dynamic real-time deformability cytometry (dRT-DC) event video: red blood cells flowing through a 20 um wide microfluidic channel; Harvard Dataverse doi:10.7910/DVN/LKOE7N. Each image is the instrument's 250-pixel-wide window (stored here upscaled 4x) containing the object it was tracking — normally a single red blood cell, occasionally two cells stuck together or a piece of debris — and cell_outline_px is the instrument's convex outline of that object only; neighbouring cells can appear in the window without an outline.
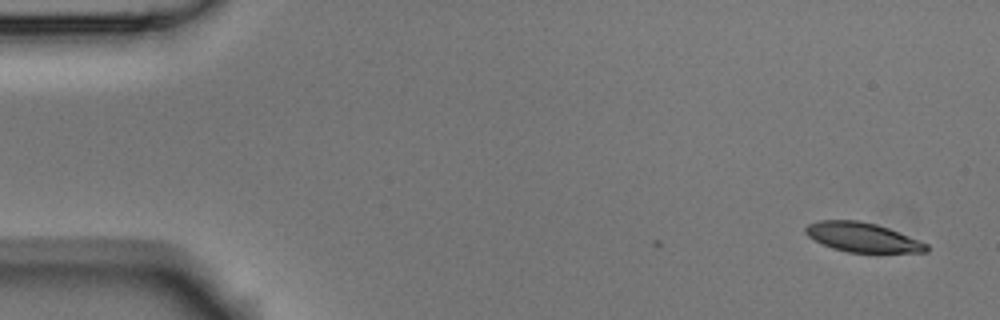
{"species": "Egyptian fruit bat (a non-hibernating species)", "species_latin": "Rousettus aegyptiacus", "temperature_condition": "room temperature", "stored_images_in_passage": 10, "camera_frame_rate_fps": 3000, "um_per_image_px": 0.085, "animal": {"sex": "male"}, "frame": {"image": 1, "passage_image": 1, "time_ms": 0.0, "image_size_px": [1000, 320], "cell_outline_px": [[928, 252], [876, 256], [848, 252], [832, 248], [808, 236], [804, 232], [804, 228], [808, 224], [820, 220], [860, 220], [876, 224], [888, 228], [928, 244]], "centroid_in_image_um": [73.39, 20.23], "position_along_channel_um": 11.6, "area_um2": 21.62}}
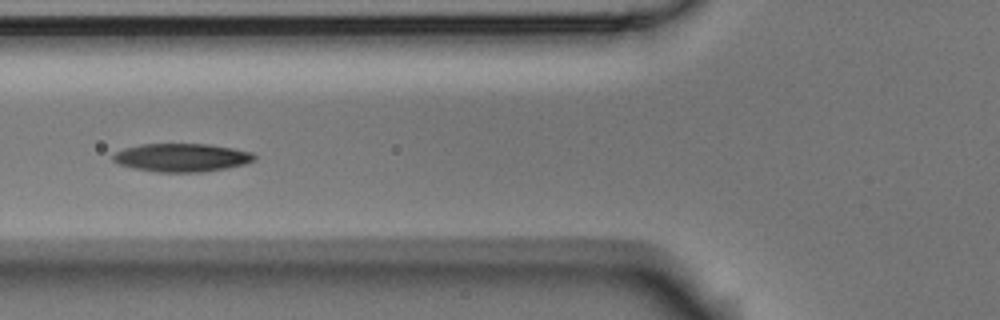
{"frame": {"image": 2, "passage_image": 6, "time_ms": 1.667, "image_size_px": [1000, 320], "cell_outline_px": [[256, 156], [252, 160], [244, 164], [224, 168], [200, 172], [156, 172], [132, 168], [120, 164], [112, 160], [112, 156], [116, 152], [124, 148], [140, 144], [208, 144], [232, 148], [252, 152]], "centroid_in_image_um": [15.4, 13.39], "position_along_channel_um": 110.4, "area_um2": 23.12}}
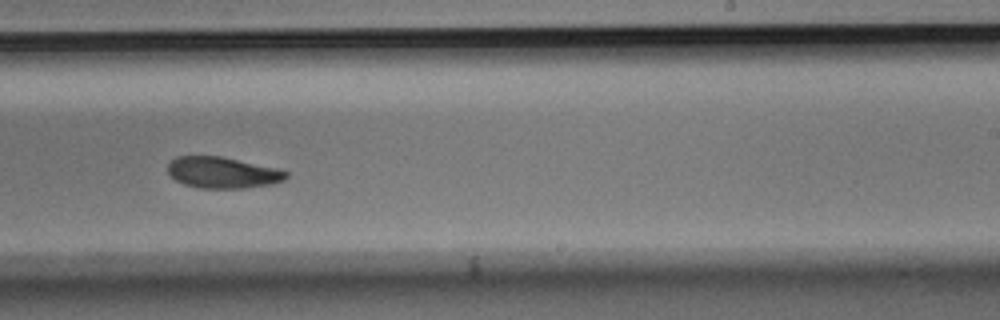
{"frame": {"image": 3, "passage_image": 10, "time_ms": 3.0, "image_size_px": [1000, 320], "cell_outline_px": [[288, 176], [284, 180], [272, 184], [244, 188], [200, 188], [184, 184], [176, 180], [168, 172], [168, 164], [176, 156], [220, 156], [276, 168], [288, 172]], "centroid_in_image_um": [18.92, 14.67], "position_along_channel_um": 270.1, "area_um2": 21.39}}